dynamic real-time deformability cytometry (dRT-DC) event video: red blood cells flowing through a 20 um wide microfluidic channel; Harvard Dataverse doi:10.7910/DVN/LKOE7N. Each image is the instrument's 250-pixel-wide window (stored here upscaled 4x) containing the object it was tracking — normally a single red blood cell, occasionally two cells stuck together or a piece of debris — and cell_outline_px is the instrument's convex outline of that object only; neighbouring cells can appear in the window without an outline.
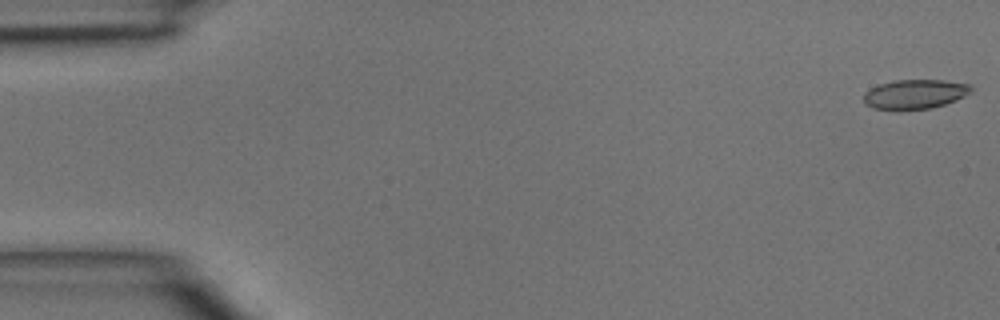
{"species": "common noctule bat (a hibernating species)", "species_latin": "Nyctalus noctula", "temperature_condition": "room temperature", "stored_images_in_passage": 1, "camera_frame_rate_fps": 3000, "um_per_image_px": 0.085, "animal": {"sex": "male", "body_mass_g": 15.6}, "frame": {"image": 1, "passage_image": 1, "time_ms": 0.0, "image_size_px": [1000, 320], "cell_outline_px": [[972, 92], [956, 100], [932, 108], [900, 112], [896, 112], [872, 108], [864, 100], [864, 92], [880, 84], [892, 80], [944, 80], [972, 84]], "centroid_in_image_um": [77.77, 8.03], "position_along_channel_um": 7.2, "area_um2": 18.96}}